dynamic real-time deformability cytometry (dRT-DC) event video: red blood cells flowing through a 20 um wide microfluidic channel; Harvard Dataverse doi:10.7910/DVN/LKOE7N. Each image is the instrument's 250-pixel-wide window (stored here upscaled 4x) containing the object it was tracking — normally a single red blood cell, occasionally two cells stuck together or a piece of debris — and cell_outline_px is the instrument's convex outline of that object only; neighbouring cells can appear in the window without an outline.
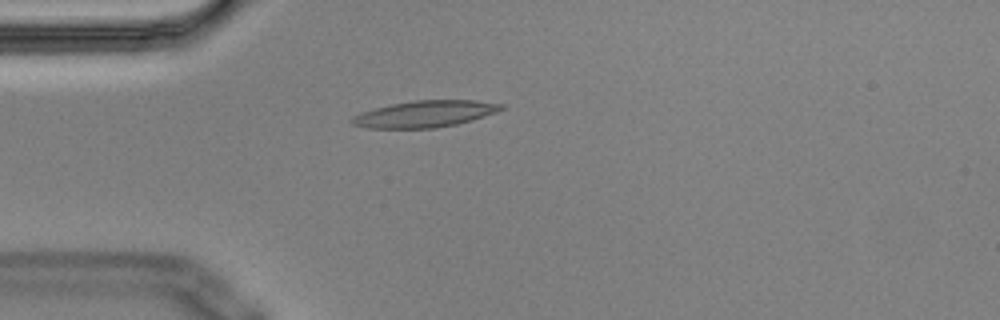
{"species": "Egyptian fruit bat (a non-hibernating species)", "species_latin": "Rousettus aegyptiacus", "temperature_condition": "cold", "stored_images_in_passage": 5, "camera_frame_rate_fps": 3000, "um_per_image_px": 0.085, "animal": {"sex": "male"}, "frame": {"image": 1, "passage_image": 4, "time_ms": 1.0, "image_size_px": [1000, 320], "cell_outline_px": [[504, 108], [496, 112], [472, 120], [456, 124], [436, 128], [368, 128], [352, 124], [348, 120], [352, 116], [360, 112], [392, 104], [416, 100], [476, 100], [504, 104]], "centroid_in_image_um": [36.1, 9.68], "position_along_channel_um": 48.9, "area_um2": 23.12}}